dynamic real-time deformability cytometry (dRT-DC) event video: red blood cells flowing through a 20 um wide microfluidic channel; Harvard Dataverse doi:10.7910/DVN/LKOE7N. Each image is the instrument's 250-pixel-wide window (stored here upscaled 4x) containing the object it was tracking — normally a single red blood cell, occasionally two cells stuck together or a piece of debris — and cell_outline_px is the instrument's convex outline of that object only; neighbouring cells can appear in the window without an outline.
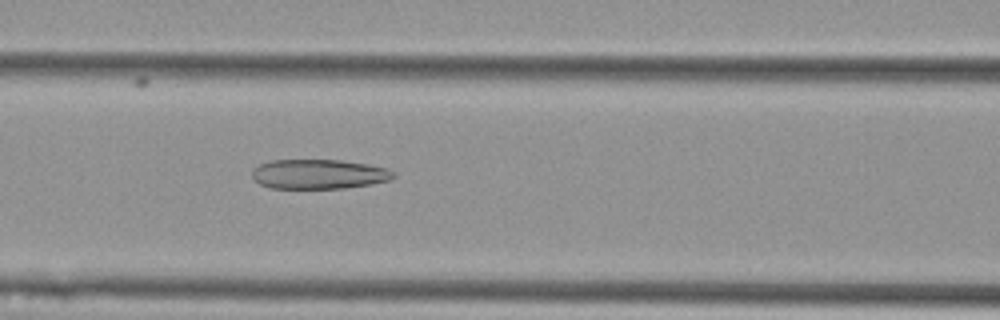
{"species": "Egyptian fruit bat (a non-hibernating species)", "species_latin": "Rousettus aegyptiacus", "temperature_condition": "cold", "stored_images_in_passage": 56, "camera_frame_rate_fps": 3000, "um_per_image_px": 0.085, "animal": {"sex": "female"}, "frame": {"image": 1, "passage_image": 24, "time_ms": 7.667, "image_size_px": [1000, 320], "cell_outline_px": [[396, 176], [392, 180], [372, 184], [344, 188], [268, 188], [260, 184], [252, 176], [252, 168], [260, 164], [272, 160], [340, 160], [368, 164], [388, 168], [396, 172]], "centroid_in_image_um": [27.14, 14.8], "position_along_channel_um": 139.5, "area_um2": 24.62}}
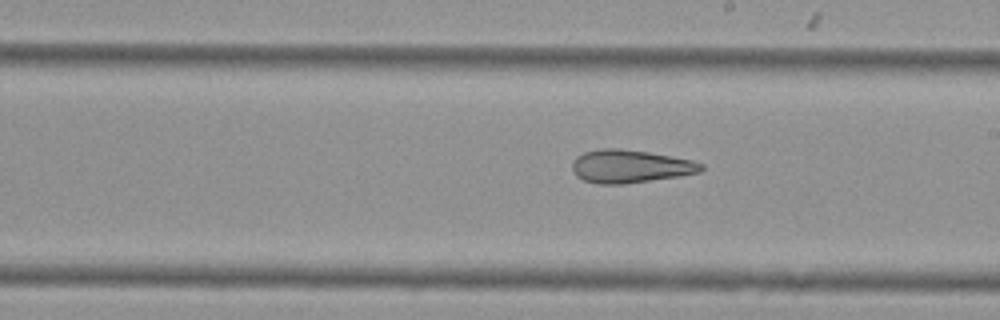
{"frame": {"image": 2, "passage_image": 32, "time_ms": 10.333, "image_size_px": [1000, 320], "cell_outline_px": [[704, 168], [700, 172], [680, 176], [624, 184], [600, 184], [584, 180], [576, 176], [572, 168], [572, 160], [576, 156], [584, 152], [600, 148], [620, 148], [648, 152], [692, 160], [704, 164]], "centroid_in_image_um": [53.55, 14.13], "position_along_channel_um": 235.5, "area_um2": 24.91}}
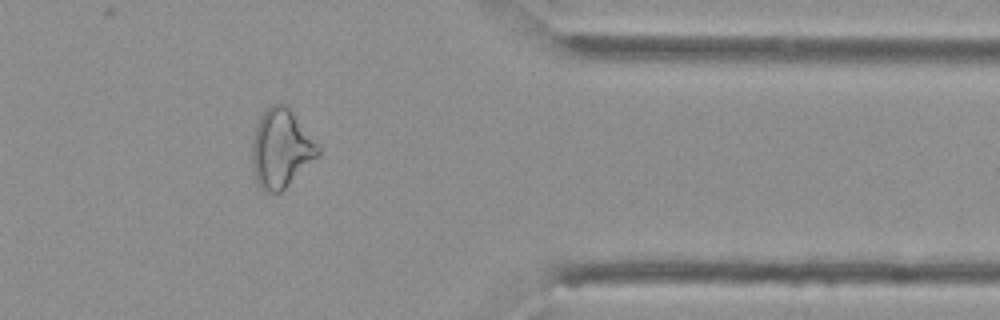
{"frame": {"image": 3, "passage_image": 46, "time_ms": 15.0, "image_size_px": [1000, 320], "cell_outline_px": [[320, 152], [280, 192], [264, 192], [256, 184], [252, 168], [252, 140], [260, 116], [272, 104], [288, 104], [320, 148]], "centroid_in_image_um": [23.84, 12.61], "position_along_channel_um": 387.6, "area_um2": 29.77}}